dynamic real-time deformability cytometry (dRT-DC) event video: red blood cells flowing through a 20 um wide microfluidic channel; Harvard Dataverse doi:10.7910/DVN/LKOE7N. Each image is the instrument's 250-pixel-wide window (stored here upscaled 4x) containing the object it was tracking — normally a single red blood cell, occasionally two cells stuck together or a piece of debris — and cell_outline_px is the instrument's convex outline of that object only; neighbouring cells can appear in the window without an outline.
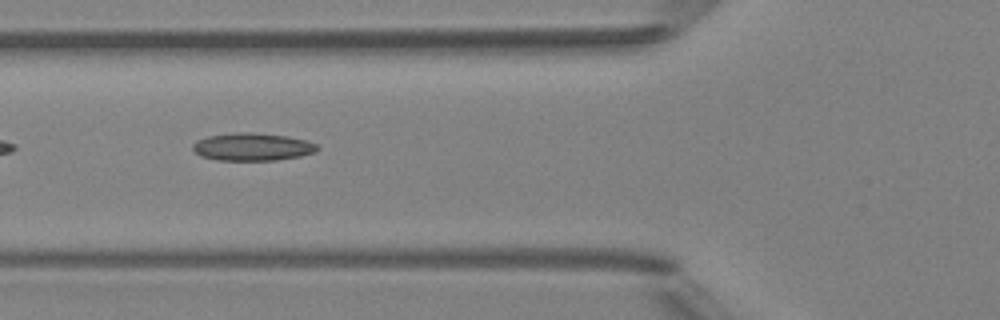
{"species": "Egyptian fruit bat (a non-hibernating species)", "species_latin": "Rousettus aegyptiacus", "temperature_condition": "room temperature", "stored_images_in_passage": 8, "camera_frame_rate_fps": 3000, "um_per_image_px": 0.085, "animal": {"sex": "female"}, "frame": {"image": 1, "passage_image": 5, "time_ms": 4.667, "image_size_px": [1000, 320], "cell_outline_px": [[320, 148], [316, 152], [300, 156], [276, 160], [216, 160], [200, 156], [192, 148], [192, 144], [196, 140], [208, 136], [236, 132], [252, 132], [288, 136], [304, 140], [316, 144]], "centroid_in_image_um": [21.44, 12.48], "position_along_channel_um": 104.4, "area_um2": 20.17}}
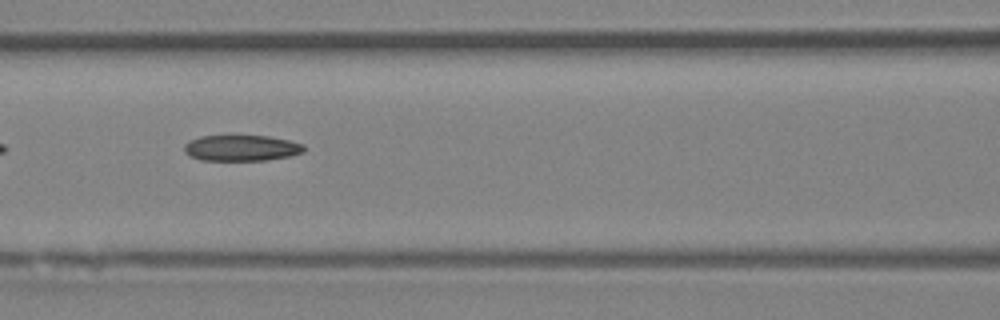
{"frame": {"image": 2, "passage_image": 6, "time_ms": 5.667, "image_size_px": [1000, 320], "cell_outline_px": [[304, 152], [288, 156], [264, 160], [200, 160], [188, 156], [184, 152], [184, 144], [188, 140], [200, 136], [268, 136], [288, 140], [304, 144]], "centroid_in_image_um": [20.47, 12.58], "position_along_channel_um": 146.1, "area_um2": 18.09}}
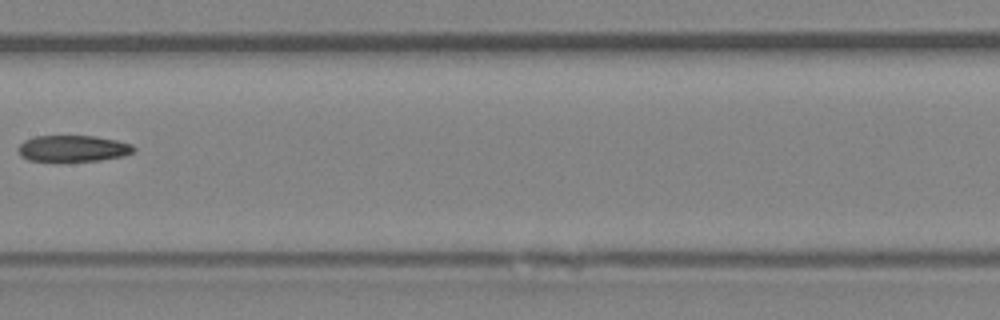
{"frame": {"image": 3, "passage_image": 7, "time_ms": 7.0, "image_size_px": [1000, 320], "cell_outline_px": [[136, 148], [132, 152], [124, 156], [100, 160], [28, 160], [20, 156], [16, 148], [24, 140], [36, 136], [96, 136], [116, 140], [132, 144]], "centroid_in_image_um": [6.19, 12.6], "position_along_channel_um": 201.2, "area_um2": 17.57}}